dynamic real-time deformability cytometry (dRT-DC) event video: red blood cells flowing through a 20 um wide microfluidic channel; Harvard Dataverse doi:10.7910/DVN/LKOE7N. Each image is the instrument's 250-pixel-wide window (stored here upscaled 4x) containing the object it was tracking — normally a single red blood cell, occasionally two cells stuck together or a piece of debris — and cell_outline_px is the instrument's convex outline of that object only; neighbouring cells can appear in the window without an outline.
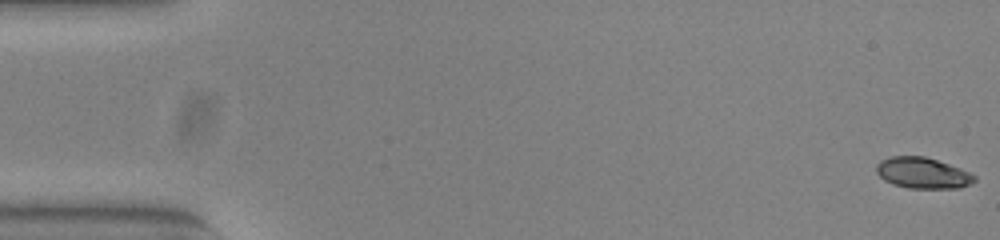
{"species": "common noctule bat (a hibernating species)", "species_latin": "Nyctalus noctula", "temperature_condition": "warm", "stored_images_in_passage": 53, "camera_frame_rate_fps": 3000, "um_per_image_px": 0.085, "animal": {"sex": "female", "body_mass_g": 23.0, "forearm_length_mm": 53.4}, "frame": {"image": 1, "passage_image": 1, "time_ms": 0.0, "image_size_px": [1000, 240], "cell_outline_px": [[976, 180], [972, 184], [960, 188], [908, 188], [892, 184], [884, 180], [876, 172], [876, 164], [880, 160], [892, 156], [924, 156], [948, 164], [968, 172], [976, 176]], "centroid_in_image_um": [78.41, 14.71], "position_along_channel_um": 6.6, "area_um2": 17.69}}
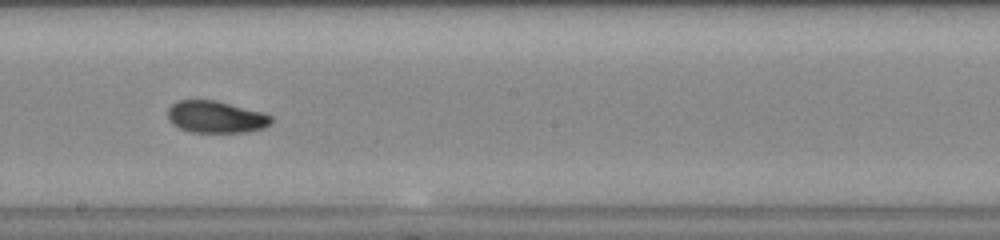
{"frame": {"image": 2, "passage_image": 30, "time_ms": 9.667, "image_size_px": [1000, 240], "cell_outline_px": [[272, 120], [264, 128], [244, 132], [192, 132], [180, 128], [172, 124], [168, 120], [168, 108], [172, 104], [180, 100], [216, 100], [264, 112], [272, 116]], "centroid_in_image_um": [18.35, 9.93], "position_along_channel_um": 229.9, "area_um2": 19.31}}
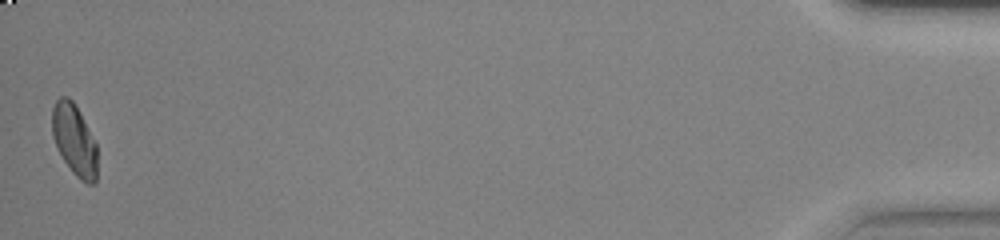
{"frame": {"image": 3, "passage_image": 53, "time_ms": 17.333, "image_size_px": [1000, 240], "cell_outline_px": [[96, 184], [88, 184], [80, 180], [72, 172], [64, 160], [52, 136], [52, 108], [56, 100], [60, 96], [68, 96], [72, 100], [80, 112], [96, 144]], "centroid_in_image_um": [6.31, 11.88], "position_along_channel_um": 428.9, "area_um2": 18.61}, "authors_computed_cell_mechanics": {"area_um2": 18.9006, "velocity_mm_per_s": 3.8795, "shape_relaxation_time_tau1_ms": 4.6212, "shape_relaxation_time_tau2_ms": 4.0512, "deformation_change_tau1": 0.1446, "deformation_change_tau2": 0.0597}}